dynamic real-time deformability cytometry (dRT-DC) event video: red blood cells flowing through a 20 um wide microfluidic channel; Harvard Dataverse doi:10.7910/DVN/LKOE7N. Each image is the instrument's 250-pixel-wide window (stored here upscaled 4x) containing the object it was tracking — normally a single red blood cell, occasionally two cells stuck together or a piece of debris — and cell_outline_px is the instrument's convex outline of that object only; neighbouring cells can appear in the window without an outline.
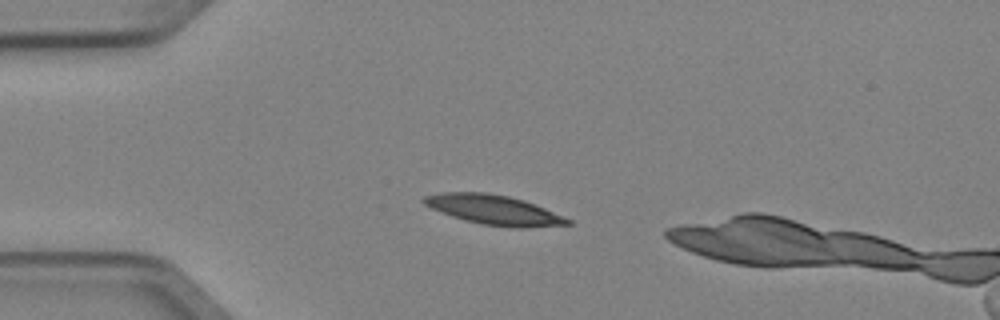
{"species": "Egyptian fruit bat (a non-hibernating species)", "species_latin": "Rousettus aegyptiacus", "temperature_condition": "cold", "stored_images_in_passage": 6, "camera_frame_rate_fps": 3000, "um_per_image_px": 0.085, "animal": {"sex": "female"}, "frame": {"image": 1, "passage_image": 2, "time_ms": 0.333, "image_size_px": [1000, 320], "cell_outline_px": [[572, 224], [520, 228], [512, 228], [484, 224], [452, 216], [432, 208], [424, 204], [420, 200], [424, 196], [440, 192], [488, 192], [508, 196], [524, 200], [544, 208], [572, 220]], "centroid_in_image_um": [41.97, 17.82], "position_along_channel_um": 43.0, "area_um2": 24.62}}
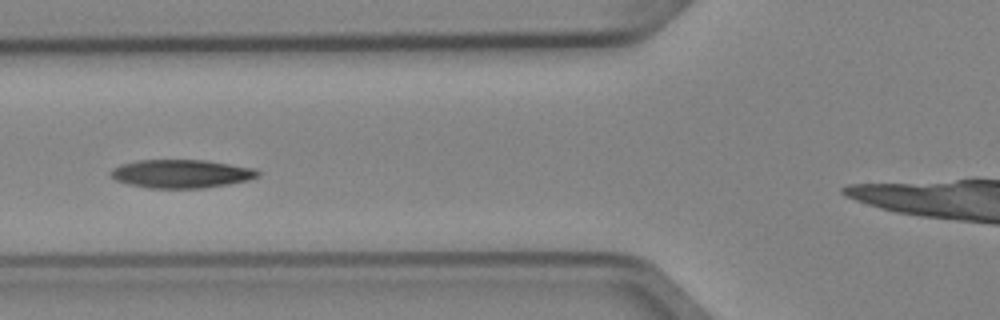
{"frame": {"image": 2, "passage_image": 4, "time_ms": 1.0, "image_size_px": [1000, 320], "cell_outline_px": [[260, 176], [248, 180], [228, 184], [204, 188], [148, 188], [128, 184], [116, 180], [112, 176], [112, 168], [120, 164], [136, 160], [204, 160], [256, 168], [260, 172]], "centroid_in_image_um": [15.43, 14.77], "position_along_channel_um": 110.4, "area_um2": 24.39}}